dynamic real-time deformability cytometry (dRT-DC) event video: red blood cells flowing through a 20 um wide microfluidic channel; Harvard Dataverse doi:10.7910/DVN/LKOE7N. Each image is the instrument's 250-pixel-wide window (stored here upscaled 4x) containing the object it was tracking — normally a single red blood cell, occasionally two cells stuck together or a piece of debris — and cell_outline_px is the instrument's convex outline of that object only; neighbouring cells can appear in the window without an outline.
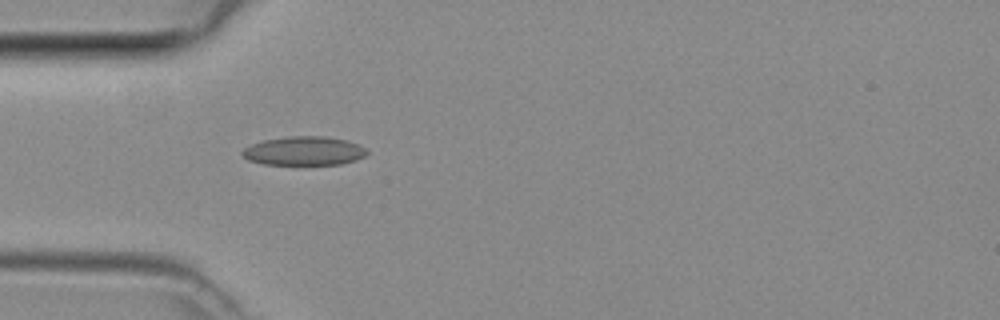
{"species": "common noctule bat (a hibernating species)", "species_latin": "Nyctalus noctula", "temperature_condition": "room temperature", "stored_images_in_passage": 36, "camera_frame_rate_fps": 3000, "um_per_image_px": 0.085, "animal": {"sex": "female", "body_mass_g": 29.2, "forearm_length_mm": 56.3}, "frame": {"image": 1, "passage_image": 4, "time_ms": 1.0, "image_size_px": [1000, 320], "cell_outline_px": [[368, 152], [364, 156], [356, 160], [340, 164], [264, 164], [248, 160], [240, 152], [244, 148], [252, 144], [264, 140], [288, 136], [324, 136], [348, 140], [364, 148]], "centroid_in_image_um": [25.83, 12.82], "position_along_channel_um": 59.2, "area_um2": 20.81}}
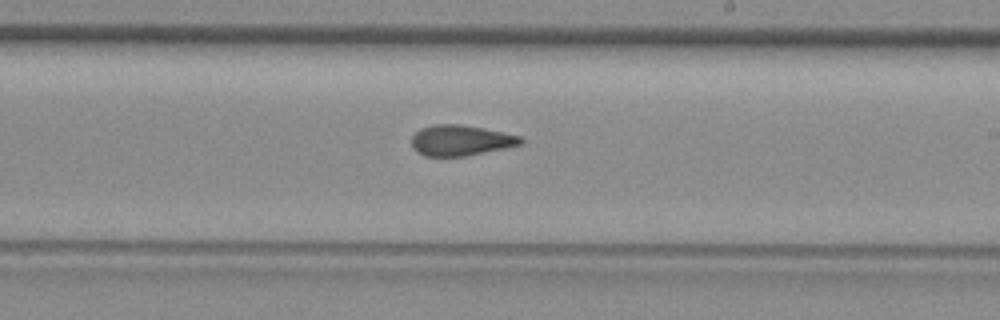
{"frame": {"image": 2, "passage_image": 17, "time_ms": 5.333, "image_size_px": [1000, 320], "cell_outline_px": [[524, 144], [464, 156], [424, 156], [416, 152], [412, 148], [412, 136], [420, 128], [436, 124], [460, 124], [484, 128], [520, 136], [524, 140]], "centroid_in_image_um": [39.14, 11.93], "position_along_channel_um": 249.9, "area_um2": 19.48}}
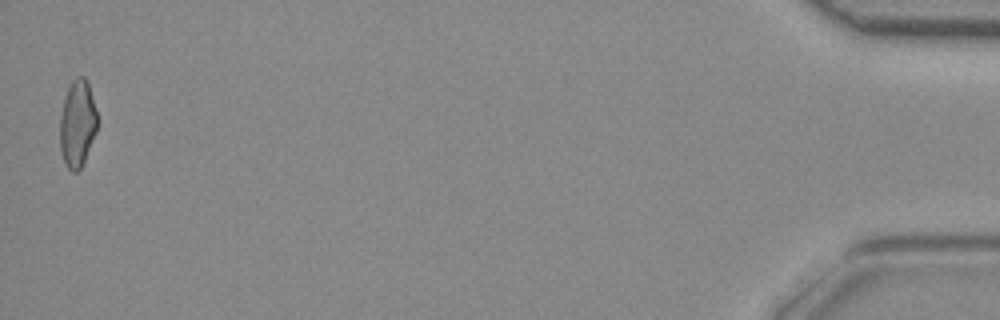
{"frame": {"image": 3, "passage_image": 36, "time_ms": 11.667, "image_size_px": [1000, 320], "cell_outline_px": [[96, 132], [84, 160], [80, 168], [76, 172], [72, 172], [64, 164], [60, 152], [60, 116], [64, 100], [68, 88], [72, 80], [76, 76], [84, 76], [88, 84], [96, 112]], "centroid_in_image_um": [6.55, 10.53], "position_along_channel_um": 428.7, "area_um2": 18.67}}